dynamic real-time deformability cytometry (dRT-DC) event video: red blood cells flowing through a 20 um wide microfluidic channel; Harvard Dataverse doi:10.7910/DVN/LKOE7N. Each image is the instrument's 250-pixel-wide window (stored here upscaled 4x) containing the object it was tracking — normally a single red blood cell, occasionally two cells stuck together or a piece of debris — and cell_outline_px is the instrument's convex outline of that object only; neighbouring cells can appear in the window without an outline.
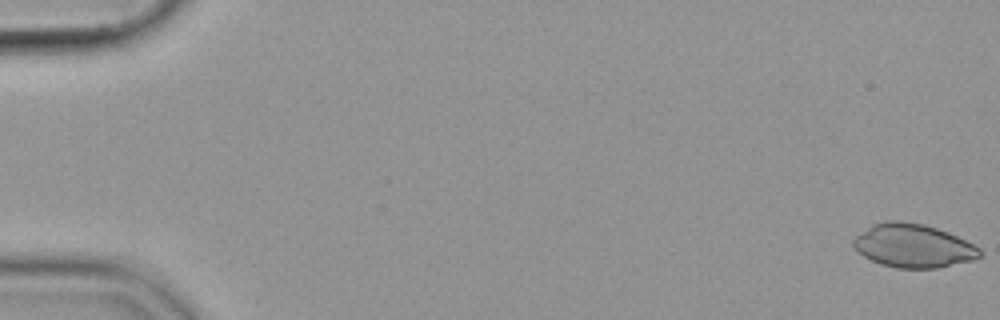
{"species": "common noctule bat (a hibernating species)", "species_latin": "Nyctalus noctula", "temperature_condition": "cold", "stored_images_in_passage": 10, "camera_frame_rate_fps": 3000, "um_per_image_px": 0.085, "animal": {"sex": "female", "body_mass_g": 19.9}, "frame": {"image": 1, "passage_image": 1, "time_ms": 0.0, "image_size_px": [1000, 320], "cell_outline_px": [[984, 252], [976, 260], [936, 268], [896, 268], [880, 264], [864, 256], [852, 244], [852, 240], [856, 236], [872, 224], [888, 220], [896, 220], [920, 224], [936, 228], [948, 232], [980, 248]], "centroid_in_image_um": [77.64, 20.9], "position_along_channel_um": 7.4, "area_um2": 31.91}}